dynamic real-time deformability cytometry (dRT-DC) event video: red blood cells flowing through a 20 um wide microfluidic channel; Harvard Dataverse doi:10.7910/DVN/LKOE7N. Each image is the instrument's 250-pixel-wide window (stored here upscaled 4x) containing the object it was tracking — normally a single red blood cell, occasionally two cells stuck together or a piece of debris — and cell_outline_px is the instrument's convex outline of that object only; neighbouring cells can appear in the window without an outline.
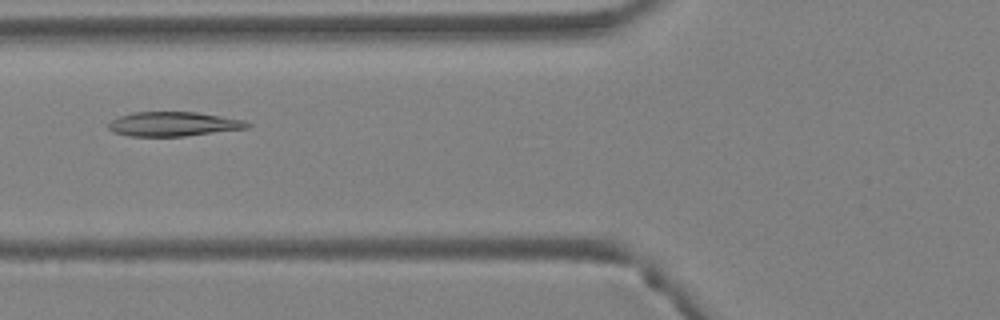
{"species": "Egyptian fruit bat (a non-hibernating species)", "species_latin": "Rousettus aegyptiacus", "temperature_condition": "warm", "stored_images_in_passage": 3, "camera_frame_rate_fps": 3000, "um_per_image_px": 0.085, "animal": {"sex": "female"}, "frame": {"image": 1, "passage_image": 3, "time_ms": 0.667, "image_size_px": [1000, 320], "cell_outline_px": [[252, 124], [248, 128], [184, 136], [132, 136], [112, 132], [108, 128], [108, 124], [112, 120], [120, 116], [132, 112], [196, 112], [244, 120]], "centroid_in_image_um": [14.73, 10.54], "position_along_channel_um": 111.1, "area_um2": 19.59}}